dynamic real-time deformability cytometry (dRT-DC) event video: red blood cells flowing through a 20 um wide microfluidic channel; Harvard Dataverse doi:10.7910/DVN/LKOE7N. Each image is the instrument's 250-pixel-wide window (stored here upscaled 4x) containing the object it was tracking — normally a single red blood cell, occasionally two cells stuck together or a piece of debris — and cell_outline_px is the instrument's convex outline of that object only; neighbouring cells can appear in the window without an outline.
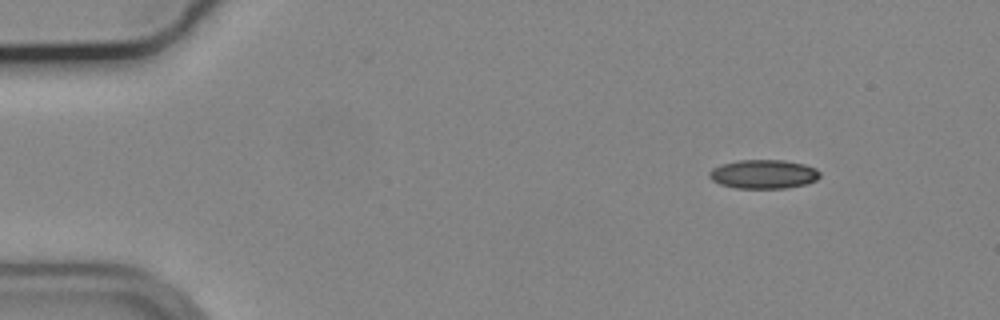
{"species": "common noctule bat (a hibernating species)", "species_latin": "Nyctalus noctula", "temperature_condition": "cold", "stored_images_in_passage": 50, "camera_frame_rate_fps": 3000, "um_per_image_px": 0.085, "animal": {"sex": "male", "body_mass_g": 19.2, "forearm_length_mm": 51.8}, "frame": {"image": 1, "passage_image": 1, "time_ms": 0.0, "image_size_px": [1000, 320], "cell_outline_px": [[820, 176], [816, 180], [808, 184], [788, 188], [736, 188], [720, 184], [712, 180], [708, 176], [708, 172], [712, 168], [720, 164], [736, 160], [784, 160], [804, 164], [816, 168], [820, 172]], "centroid_in_image_um": [64.89, 14.8], "position_along_channel_um": 20.1, "area_um2": 18.9}}
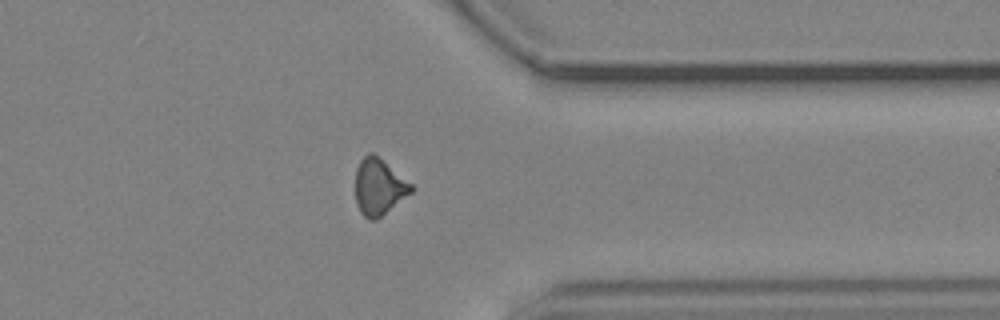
{"frame": {"image": 2, "passage_image": 38, "time_ms": 12.333, "image_size_px": [1000, 320], "cell_outline_px": [[416, 188], [412, 192], [376, 220], [368, 220], [360, 212], [356, 204], [356, 168], [360, 160], [368, 152], [372, 152], [412, 184]], "centroid_in_image_um": [32.2, 15.9], "position_along_channel_um": 379.2, "area_um2": 18.21}}
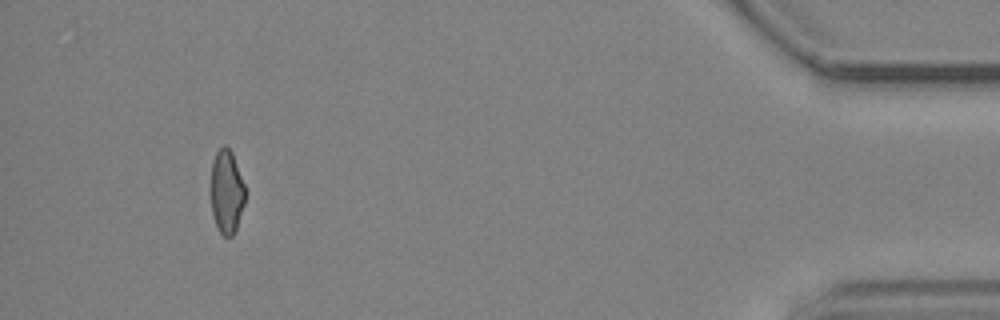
{"frame": {"image": 3, "passage_image": 46, "time_ms": 15.0, "image_size_px": [1000, 320], "cell_outline_px": [[244, 204], [236, 228], [232, 236], [224, 236], [220, 232], [216, 224], [212, 212], [208, 192], [208, 188], [212, 164], [216, 152], [224, 144], [232, 152], [244, 184]], "centroid_in_image_um": [19.21, 16.28], "position_along_channel_um": 416.0, "area_um2": 16.99}, "authors_computed_cell_mechanics": {"area_um2": 18.496, "velocity_mm_per_s": 3.721, "shape_relaxation_time_tau1_ms": null, "shape_relaxation_time_tau2_ms": 3.6618, "deformation_change_tau1": null, "deformation_change_tau2": 0.1097}}